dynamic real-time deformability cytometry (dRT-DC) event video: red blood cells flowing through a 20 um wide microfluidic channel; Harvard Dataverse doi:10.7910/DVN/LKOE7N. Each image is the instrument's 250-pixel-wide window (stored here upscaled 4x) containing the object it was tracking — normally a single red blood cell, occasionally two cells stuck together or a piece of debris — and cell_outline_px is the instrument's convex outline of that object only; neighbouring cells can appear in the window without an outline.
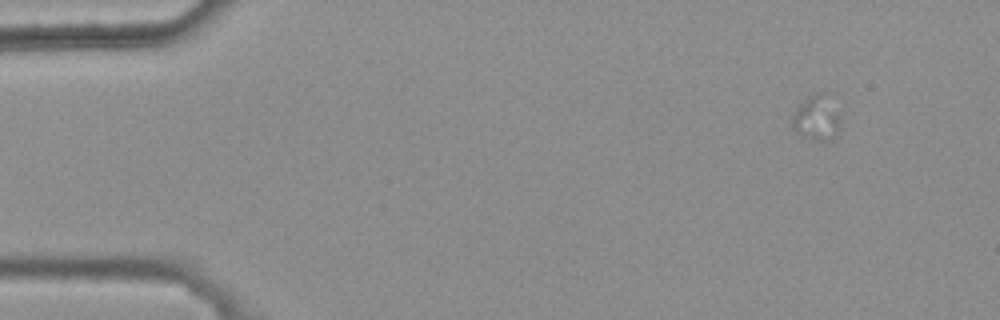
{"species": "common noctule bat (a hibernating species)", "species_latin": "Nyctalus noctula", "temperature_condition": "warm", "stored_images_in_passage": 4, "camera_frame_rate_fps": 3000, "um_per_image_px": 0.085, "animal": {"sex": "female", "body_mass_g": 25.1}, "frame": {"image": 1, "passage_image": 2, "time_ms": 0.333, "image_size_px": [1000, 320], "cell_outline_px": [[840, 124], [828, 140], [816, 140], [800, 136], [792, 128], [792, 120], [800, 104], [812, 92], [820, 88], [836, 92], [840, 120]], "centroid_in_image_um": [69.49, 9.83], "position_along_channel_um": 15.5, "area_um2": 13.53}}